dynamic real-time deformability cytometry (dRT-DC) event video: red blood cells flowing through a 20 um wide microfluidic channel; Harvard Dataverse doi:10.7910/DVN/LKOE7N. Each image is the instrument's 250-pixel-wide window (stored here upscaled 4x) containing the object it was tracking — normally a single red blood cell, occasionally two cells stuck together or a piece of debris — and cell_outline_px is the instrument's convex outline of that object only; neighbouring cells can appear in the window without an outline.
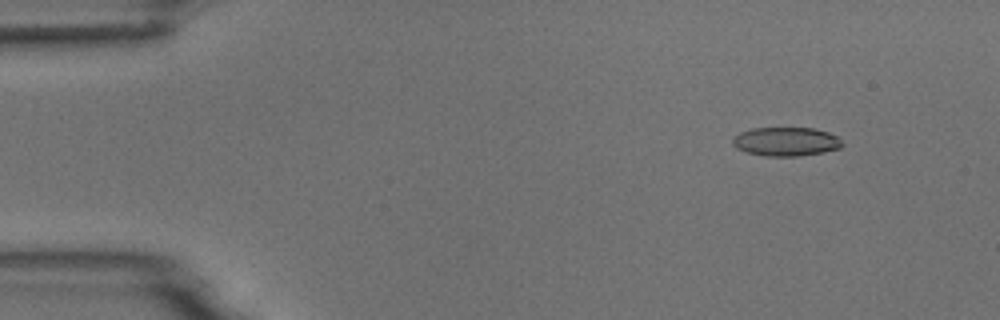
{"species": "common noctule bat (a hibernating species)", "species_latin": "Nyctalus noctula", "temperature_condition": "room temperature", "stored_images_in_passage": 5, "camera_frame_rate_fps": 3000, "um_per_image_px": 0.085, "animal": {"sex": "male", "body_mass_g": 18.8}, "frame": {"image": 1, "passage_image": 2, "time_ms": 1.0, "image_size_px": [1000, 320], "cell_outline_px": [[844, 144], [840, 148], [824, 152], [796, 156], [764, 156], [748, 152], [736, 148], [732, 144], [732, 140], [740, 132], [752, 128], [812, 128], [828, 132], [836, 136]], "centroid_in_image_um": [66.81, 12.03], "position_along_channel_um": 18.2, "area_um2": 18.32}}